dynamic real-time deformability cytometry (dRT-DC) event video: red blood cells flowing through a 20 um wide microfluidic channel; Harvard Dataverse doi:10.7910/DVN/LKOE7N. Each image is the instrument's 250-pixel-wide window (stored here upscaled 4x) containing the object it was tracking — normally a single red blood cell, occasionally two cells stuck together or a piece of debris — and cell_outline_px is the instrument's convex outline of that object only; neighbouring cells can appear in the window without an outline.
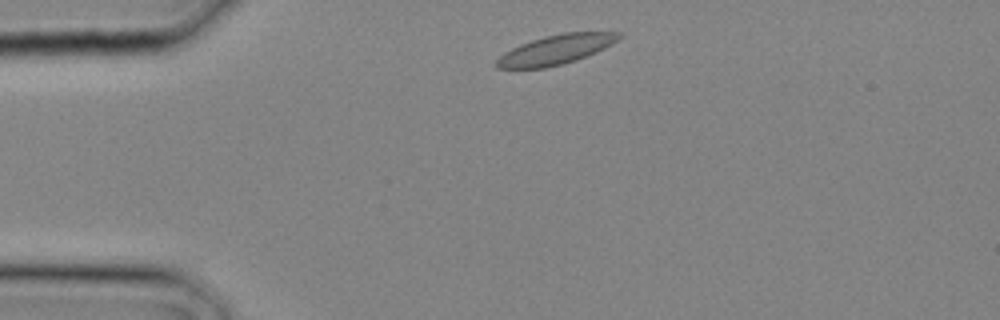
{"species": "common noctule bat (a hibernating species)", "species_latin": "Nyctalus noctula", "temperature_condition": "cold", "stored_images_in_passage": 2, "camera_frame_rate_fps": 3000, "um_per_image_px": 0.085, "animal": {"sex": "male", "body_mass_g": 20.4}, "frame": {"image": 1, "passage_image": 1, "time_ms": 0.0, "image_size_px": [1000, 320], "cell_outline_px": [[624, 36], [604, 48], [576, 60], [544, 68], [496, 68], [496, 60], [504, 52], [520, 44], [544, 36], [564, 32], [620, 32]], "centroid_in_image_um": [47.24, 4.21], "position_along_channel_um": 37.8, "area_um2": 20.81}}
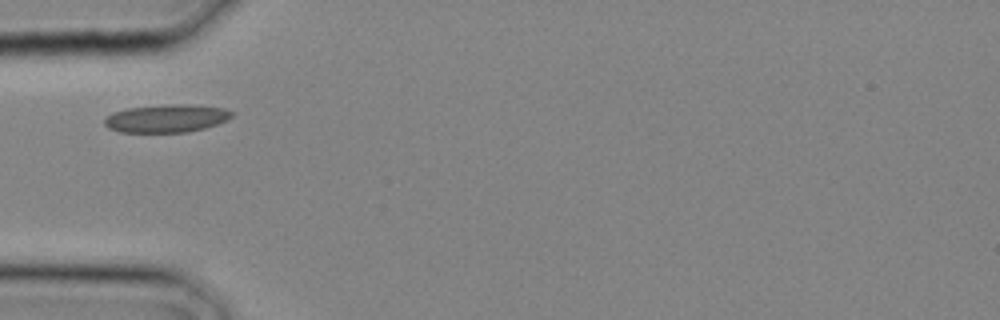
{"frame": {"image": 2, "passage_image": 2, "time_ms": 0.333, "image_size_px": [1000, 320], "cell_outline_px": [[236, 112], [228, 120], [204, 128], [188, 132], [120, 132], [108, 128], [104, 124], [104, 120], [112, 112], [128, 108], [168, 104], [196, 104], [224, 108]], "centroid_in_image_um": [14.19, 10.05], "position_along_channel_um": 70.8, "area_um2": 20.92}}